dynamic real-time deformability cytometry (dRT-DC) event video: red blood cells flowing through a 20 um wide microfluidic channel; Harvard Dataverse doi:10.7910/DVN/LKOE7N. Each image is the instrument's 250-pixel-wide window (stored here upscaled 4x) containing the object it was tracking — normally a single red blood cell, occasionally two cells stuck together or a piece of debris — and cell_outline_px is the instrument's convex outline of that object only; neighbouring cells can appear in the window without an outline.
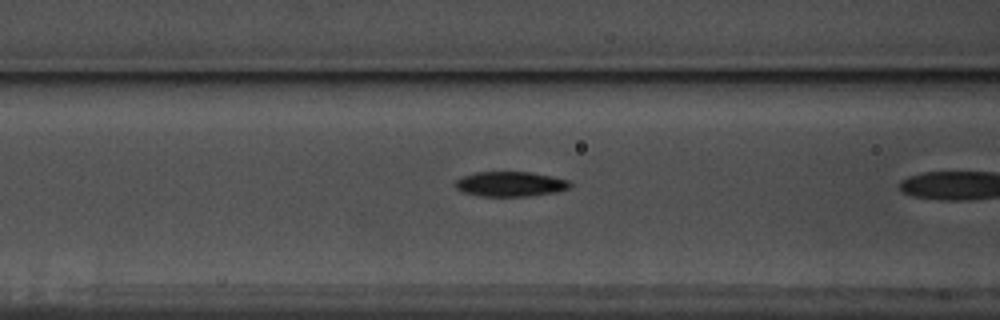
{"species": "common noctule bat (a hibernating species)", "species_latin": "Nyctalus noctula", "temperature_condition": "warm", "stored_images_in_passage": 7, "camera_frame_rate_fps": 3000, "um_per_image_px": 0.085, "animal": {"sex": "male", "body_mass_g": 17.5, "forearm_length_mm": 52.3}, "frame": {"image": 1, "passage_image": 6, "time_ms": 1.667, "image_size_px": [1000, 320], "cell_outline_px": [[572, 184], [568, 188], [556, 192], [528, 196], [480, 196], [460, 192], [452, 184], [456, 180], [464, 176], [476, 172], [532, 172], [552, 176], [568, 180]], "centroid_in_image_um": [43.34, 15.64], "position_along_channel_um": 123.3, "area_um2": 16.76}}